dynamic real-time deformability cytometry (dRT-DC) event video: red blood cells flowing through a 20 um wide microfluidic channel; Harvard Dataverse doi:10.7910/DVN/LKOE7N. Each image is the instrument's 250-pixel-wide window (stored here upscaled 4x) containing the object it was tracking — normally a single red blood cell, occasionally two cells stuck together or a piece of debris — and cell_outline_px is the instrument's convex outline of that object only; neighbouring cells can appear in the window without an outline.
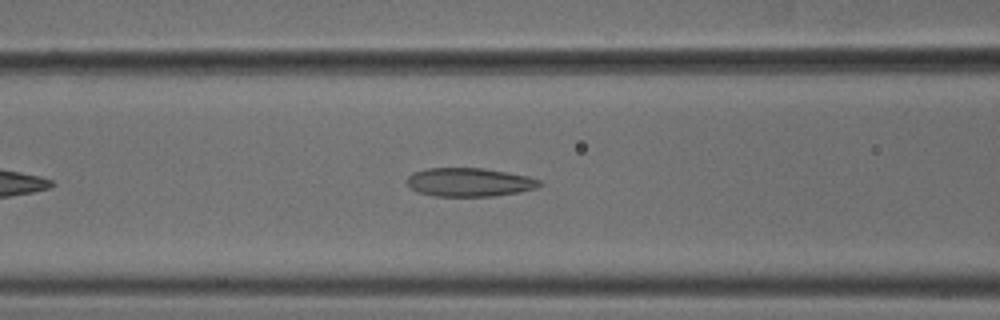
{"species": "common noctule bat (a hibernating species)", "species_latin": "Nyctalus noctula", "temperature_condition": "cold", "stored_images_in_passage": 41, "camera_frame_rate_fps": 3000, "um_per_image_px": 0.085, "animal": {"sex": "male", "body_mass_g": 18.8}, "frame": {"image": 1, "passage_image": 10, "time_ms": 3.0, "image_size_px": [1000, 320], "cell_outline_px": [[544, 184], [536, 188], [520, 192], [492, 196], [432, 196], [416, 192], [408, 188], [404, 180], [412, 172], [428, 168], [484, 168], [528, 176], [540, 180]], "centroid_in_image_um": [39.84, 15.49], "position_along_channel_um": 126.8, "area_um2": 22.48}}
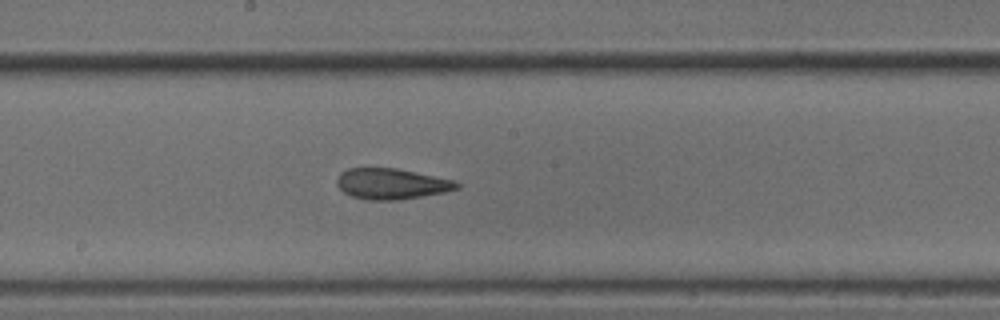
{"frame": {"image": 2, "passage_image": 17, "time_ms": 5.333, "image_size_px": [1000, 320], "cell_outline_px": [[460, 188], [444, 192], [396, 200], [364, 200], [352, 196], [344, 192], [336, 184], [336, 180], [340, 172], [348, 168], [396, 168], [456, 180], [460, 184]], "centroid_in_image_um": [33.27, 15.62], "position_along_channel_um": 214.9, "area_um2": 21.56}}
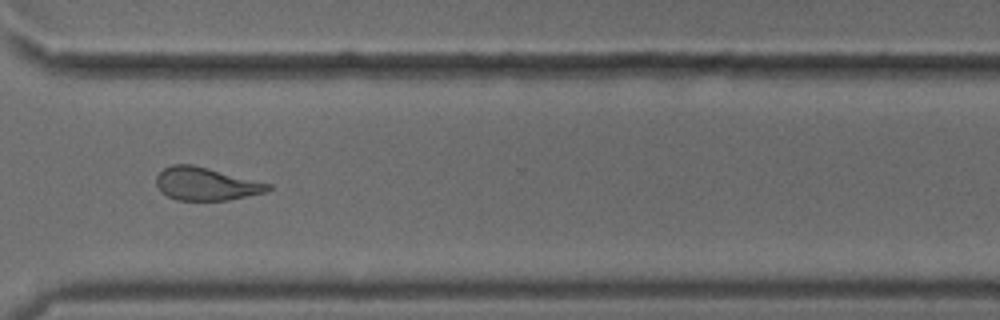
{"frame": {"image": 3, "passage_image": 28, "time_ms": 9.0, "image_size_px": [1000, 320], "cell_outline_px": [[272, 188], [268, 192], [228, 200], [176, 200], [160, 192], [156, 184], [156, 176], [164, 168], [172, 164], [192, 164], [272, 184]], "centroid_in_image_um": [17.51, 15.63], "position_along_channel_um": 353.1, "area_um2": 21.56}, "authors_computed_cell_mechanics": {"area_um2": 22.1374, "velocity_mm_per_s": 3.7704, "shape_relaxation_time_tau1_ms": null, "shape_relaxation_time_tau2_ms": 3.6912, "deformation_change_tau1": null, "deformation_change_tau2": 0.1295}}